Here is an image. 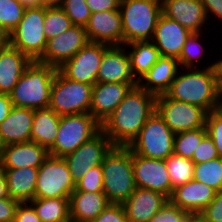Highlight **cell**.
<instances>
[{
	"label": "cell",
	"instance_id": "cell-1",
	"mask_svg": "<svg viewBox=\"0 0 222 222\" xmlns=\"http://www.w3.org/2000/svg\"><path fill=\"white\" fill-rule=\"evenodd\" d=\"M156 97L139 85L132 87L123 101L103 121L101 131L114 146H129L156 110Z\"/></svg>",
	"mask_w": 222,
	"mask_h": 222
},
{
	"label": "cell",
	"instance_id": "cell-2",
	"mask_svg": "<svg viewBox=\"0 0 222 222\" xmlns=\"http://www.w3.org/2000/svg\"><path fill=\"white\" fill-rule=\"evenodd\" d=\"M168 98L215 111L218 102L217 67L179 68L169 89Z\"/></svg>",
	"mask_w": 222,
	"mask_h": 222
},
{
	"label": "cell",
	"instance_id": "cell-3",
	"mask_svg": "<svg viewBox=\"0 0 222 222\" xmlns=\"http://www.w3.org/2000/svg\"><path fill=\"white\" fill-rule=\"evenodd\" d=\"M103 192L110 203L122 204L135 191L132 151L113 146L102 163Z\"/></svg>",
	"mask_w": 222,
	"mask_h": 222
},
{
	"label": "cell",
	"instance_id": "cell-4",
	"mask_svg": "<svg viewBox=\"0 0 222 222\" xmlns=\"http://www.w3.org/2000/svg\"><path fill=\"white\" fill-rule=\"evenodd\" d=\"M57 68L32 61L9 94L13 106L41 109L50 102L51 87Z\"/></svg>",
	"mask_w": 222,
	"mask_h": 222
},
{
	"label": "cell",
	"instance_id": "cell-5",
	"mask_svg": "<svg viewBox=\"0 0 222 222\" xmlns=\"http://www.w3.org/2000/svg\"><path fill=\"white\" fill-rule=\"evenodd\" d=\"M123 45L133 41H151L162 14L161 0H120Z\"/></svg>",
	"mask_w": 222,
	"mask_h": 222
},
{
	"label": "cell",
	"instance_id": "cell-6",
	"mask_svg": "<svg viewBox=\"0 0 222 222\" xmlns=\"http://www.w3.org/2000/svg\"><path fill=\"white\" fill-rule=\"evenodd\" d=\"M100 131L101 124L90 113L62 115L56 140L48 149L49 155L64 157Z\"/></svg>",
	"mask_w": 222,
	"mask_h": 222
},
{
	"label": "cell",
	"instance_id": "cell-7",
	"mask_svg": "<svg viewBox=\"0 0 222 222\" xmlns=\"http://www.w3.org/2000/svg\"><path fill=\"white\" fill-rule=\"evenodd\" d=\"M175 133L155 110L128 146L139 156L165 160L173 154Z\"/></svg>",
	"mask_w": 222,
	"mask_h": 222
},
{
	"label": "cell",
	"instance_id": "cell-8",
	"mask_svg": "<svg viewBox=\"0 0 222 222\" xmlns=\"http://www.w3.org/2000/svg\"><path fill=\"white\" fill-rule=\"evenodd\" d=\"M93 85L76 82L55 73L49 108L58 115L89 113Z\"/></svg>",
	"mask_w": 222,
	"mask_h": 222
},
{
	"label": "cell",
	"instance_id": "cell-9",
	"mask_svg": "<svg viewBox=\"0 0 222 222\" xmlns=\"http://www.w3.org/2000/svg\"><path fill=\"white\" fill-rule=\"evenodd\" d=\"M45 6L25 9L17 27L10 33V45L20 50L31 61H37L46 47L44 35Z\"/></svg>",
	"mask_w": 222,
	"mask_h": 222
},
{
	"label": "cell",
	"instance_id": "cell-10",
	"mask_svg": "<svg viewBox=\"0 0 222 222\" xmlns=\"http://www.w3.org/2000/svg\"><path fill=\"white\" fill-rule=\"evenodd\" d=\"M75 189L64 158L49 155L38 168L34 198H69Z\"/></svg>",
	"mask_w": 222,
	"mask_h": 222
},
{
	"label": "cell",
	"instance_id": "cell-11",
	"mask_svg": "<svg viewBox=\"0 0 222 222\" xmlns=\"http://www.w3.org/2000/svg\"><path fill=\"white\" fill-rule=\"evenodd\" d=\"M156 111L174 133L203 128L206 124L207 112L203 108L165 94L156 97Z\"/></svg>",
	"mask_w": 222,
	"mask_h": 222
},
{
	"label": "cell",
	"instance_id": "cell-12",
	"mask_svg": "<svg viewBox=\"0 0 222 222\" xmlns=\"http://www.w3.org/2000/svg\"><path fill=\"white\" fill-rule=\"evenodd\" d=\"M109 47V45L104 43L89 41L70 60L57 68V70L70 80L94 85L103 54Z\"/></svg>",
	"mask_w": 222,
	"mask_h": 222
},
{
	"label": "cell",
	"instance_id": "cell-13",
	"mask_svg": "<svg viewBox=\"0 0 222 222\" xmlns=\"http://www.w3.org/2000/svg\"><path fill=\"white\" fill-rule=\"evenodd\" d=\"M114 145L110 139L100 131L89 141L83 143L74 152L64 156L72 180L75 184L91 168L102 165L106 154Z\"/></svg>",
	"mask_w": 222,
	"mask_h": 222
},
{
	"label": "cell",
	"instance_id": "cell-14",
	"mask_svg": "<svg viewBox=\"0 0 222 222\" xmlns=\"http://www.w3.org/2000/svg\"><path fill=\"white\" fill-rule=\"evenodd\" d=\"M89 42L85 27L72 25L62 34L48 39L40 63L59 68Z\"/></svg>",
	"mask_w": 222,
	"mask_h": 222
},
{
	"label": "cell",
	"instance_id": "cell-15",
	"mask_svg": "<svg viewBox=\"0 0 222 222\" xmlns=\"http://www.w3.org/2000/svg\"><path fill=\"white\" fill-rule=\"evenodd\" d=\"M135 185L138 188L158 191L168 198L173 188L165 160L151 159L132 152Z\"/></svg>",
	"mask_w": 222,
	"mask_h": 222
},
{
	"label": "cell",
	"instance_id": "cell-16",
	"mask_svg": "<svg viewBox=\"0 0 222 222\" xmlns=\"http://www.w3.org/2000/svg\"><path fill=\"white\" fill-rule=\"evenodd\" d=\"M162 14L177 21L190 32H211L208 19L200 0H161ZM209 27V28H208ZM204 29H208L203 31Z\"/></svg>",
	"mask_w": 222,
	"mask_h": 222
},
{
	"label": "cell",
	"instance_id": "cell-17",
	"mask_svg": "<svg viewBox=\"0 0 222 222\" xmlns=\"http://www.w3.org/2000/svg\"><path fill=\"white\" fill-rule=\"evenodd\" d=\"M85 30L90 42L123 45V24L119 9L92 13Z\"/></svg>",
	"mask_w": 222,
	"mask_h": 222
},
{
	"label": "cell",
	"instance_id": "cell-18",
	"mask_svg": "<svg viewBox=\"0 0 222 222\" xmlns=\"http://www.w3.org/2000/svg\"><path fill=\"white\" fill-rule=\"evenodd\" d=\"M138 83L96 82L92 88L89 113L100 123L123 101L132 87Z\"/></svg>",
	"mask_w": 222,
	"mask_h": 222
},
{
	"label": "cell",
	"instance_id": "cell-19",
	"mask_svg": "<svg viewBox=\"0 0 222 222\" xmlns=\"http://www.w3.org/2000/svg\"><path fill=\"white\" fill-rule=\"evenodd\" d=\"M49 156V150L36 142L14 143L0 147V167L16 169L39 168Z\"/></svg>",
	"mask_w": 222,
	"mask_h": 222
},
{
	"label": "cell",
	"instance_id": "cell-20",
	"mask_svg": "<svg viewBox=\"0 0 222 222\" xmlns=\"http://www.w3.org/2000/svg\"><path fill=\"white\" fill-rule=\"evenodd\" d=\"M190 31L177 21L160 15L151 42L159 50L161 56L179 59Z\"/></svg>",
	"mask_w": 222,
	"mask_h": 222
},
{
	"label": "cell",
	"instance_id": "cell-21",
	"mask_svg": "<svg viewBox=\"0 0 222 222\" xmlns=\"http://www.w3.org/2000/svg\"><path fill=\"white\" fill-rule=\"evenodd\" d=\"M168 201L169 198L158 191L136 187L122 204L129 222H149Z\"/></svg>",
	"mask_w": 222,
	"mask_h": 222
},
{
	"label": "cell",
	"instance_id": "cell-22",
	"mask_svg": "<svg viewBox=\"0 0 222 222\" xmlns=\"http://www.w3.org/2000/svg\"><path fill=\"white\" fill-rule=\"evenodd\" d=\"M96 82L138 83L133 76L126 47L110 46L103 54Z\"/></svg>",
	"mask_w": 222,
	"mask_h": 222
},
{
	"label": "cell",
	"instance_id": "cell-23",
	"mask_svg": "<svg viewBox=\"0 0 222 222\" xmlns=\"http://www.w3.org/2000/svg\"><path fill=\"white\" fill-rule=\"evenodd\" d=\"M216 192L208 185L192 179L174 188L169 202L188 213H197L214 199Z\"/></svg>",
	"mask_w": 222,
	"mask_h": 222
},
{
	"label": "cell",
	"instance_id": "cell-24",
	"mask_svg": "<svg viewBox=\"0 0 222 222\" xmlns=\"http://www.w3.org/2000/svg\"><path fill=\"white\" fill-rule=\"evenodd\" d=\"M33 119L34 109L13 106L7 118L0 123V147L31 142Z\"/></svg>",
	"mask_w": 222,
	"mask_h": 222
},
{
	"label": "cell",
	"instance_id": "cell-25",
	"mask_svg": "<svg viewBox=\"0 0 222 222\" xmlns=\"http://www.w3.org/2000/svg\"><path fill=\"white\" fill-rule=\"evenodd\" d=\"M32 61L17 48L0 46V93L10 94Z\"/></svg>",
	"mask_w": 222,
	"mask_h": 222
},
{
	"label": "cell",
	"instance_id": "cell-26",
	"mask_svg": "<svg viewBox=\"0 0 222 222\" xmlns=\"http://www.w3.org/2000/svg\"><path fill=\"white\" fill-rule=\"evenodd\" d=\"M109 204L104 192H83L75 189L69 197L70 220H94Z\"/></svg>",
	"mask_w": 222,
	"mask_h": 222
},
{
	"label": "cell",
	"instance_id": "cell-27",
	"mask_svg": "<svg viewBox=\"0 0 222 222\" xmlns=\"http://www.w3.org/2000/svg\"><path fill=\"white\" fill-rule=\"evenodd\" d=\"M179 68L177 59L161 56L138 81V85L156 96L164 94L175 79Z\"/></svg>",
	"mask_w": 222,
	"mask_h": 222
},
{
	"label": "cell",
	"instance_id": "cell-28",
	"mask_svg": "<svg viewBox=\"0 0 222 222\" xmlns=\"http://www.w3.org/2000/svg\"><path fill=\"white\" fill-rule=\"evenodd\" d=\"M11 199L19 203H28L34 199L38 168L23 167L3 169Z\"/></svg>",
	"mask_w": 222,
	"mask_h": 222
},
{
	"label": "cell",
	"instance_id": "cell-29",
	"mask_svg": "<svg viewBox=\"0 0 222 222\" xmlns=\"http://www.w3.org/2000/svg\"><path fill=\"white\" fill-rule=\"evenodd\" d=\"M60 115L51 108L34 109L31 141L49 149L55 142Z\"/></svg>",
	"mask_w": 222,
	"mask_h": 222
},
{
	"label": "cell",
	"instance_id": "cell-30",
	"mask_svg": "<svg viewBox=\"0 0 222 222\" xmlns=\"http://www.w3.org/2000/svg\"><path fill=\"white\" fill-rule=\"evenodd\" d=\"M205 33L207 35V32H191L190 35L187 37L186 42L183 46L182 53L178 59L179 66L181 68L217 67L218 65L217 55L214 56L216 58H214L213 60L210 59V61H207L206 63L207 65L205 64V61L201 63L202 60H205L204 57L205 56L207 57L208 54H210L208 53V50L205 47L206 46L205 43L207 39V37L205 36ZM204 38L206 39L204 40ZM200 63L204 64V66L201 65Z\"/></svg>",
	"mask_w": 222,
	"mask_h": 222
},
{
	"label": "cell",
	"instance_id": "cell-31",
	"mask_svg": "<svg viewBox=\"0 0 222 222\" xmlns=\"http://www.w3.org/2000/svg\"><path fill=\"white\" fill-rule=\"evenodd\" d=\"M124 46L129 56L132 74L137 81H139L161 57L159 50L151 41H133Z\"/></svg>",
	"mask_w": 222,
	"mask_h": 222
},
{
	"label": "cell",
	"instance_id": "cell-32",
	"mask_svg": "<svg viewBox=\"0 0 222 222\" xmlns=\"http://www.w3.org/2000/svg\"><path fill=\"white\" fill-rule=\"evenodd\" d=\"M28 203L41 222H71L69 198H34Z\"/></svg>",
	"mask_w": 222,
	"mask_h": 222
},
{
	"label": "cell",
	"instance_id": "cell-33",
	"mask_svg": "<svg viewBox=\"0 0 222 222\" xmlns=\"http://www.w3.org/2000/svg\"><path fill=\"white\" fill-rule=\"evenodd\" d=\"M193 179L216 191L222 190V158L194 164Z\"/></svg>",
	"mask_w": 222,
	"mask_h": 222
},
{
	"label": "cell",
	"instance_id": "cell-34",
	"mask_svg": "<svg viewBox=\"0 0 222 222\" xmlns=\"http://www.w3.org/2000/svg\"><path fill=\"white\" fill-rule=\"evenodd\" d=\"M206 134V127L175 133L173 154L191 160L194 151Z\"/></svg>",
	"mask_w": 222,
	"mask_h": 222
},
{
	"label": "cell",
	"instance_id": "cell-35",
	"mask_svg": "<svg viewBox=\"0 0 222 222\" xmlns=\"http://www.w3.org/2000/svg\"><path fill=\"white\" fill-rule=\"evenodd\" d=\"M172 188L183 185L193 179L194 162L172 154L165 159Z\"/></svg>",
	"mask_w": 222,
	"mask_h": 222
},
{
	"label": "cell",
	"instance_id": "cell-36",
	"mask_svg": "<svg viewBox=\"0 0 222 222\" xmlns=\"http://www.w3.org/2000/svg\"><path fill=\"white\" fill-rule=\"evenodd\" d=\"M71 19L60 6H45L44 35L46 39H52L72 26Z\"/></svg>",
	"mask_w": 222,
	"mask_h": 222
},
{
	"label": "cell",
	"instance_id": "cell-37",
	"mask_svg": "<svg viewBox=\"0 0 222 222\" xmlns=\"http://www.w3.org/2000/svg\"><path fill=\"white\" fill-rule=\"evenodd\" d=\"M24 11L18 0H0V24L9 34L17 27Z\"/></svg>",
	"mask_w": 222,
	"mask_h": 222
},
{
	"label": "cell",
	"instance_id": "cell-38",
	"mask_svg": "<svg viewBox=\"0 0 222 222\" xmlns=\"http://www.w3.org/2000/svg\"><path fill=\"white\" fill-rule=\"evenodd\" d=\"M60 7L71 19L73 25L85 27L91 16L85 0H63Z\"/></svg>",
	"mask_w": 222,
	"mask_h": 222
},
{
	"label": "cell",
	"instance_id": "cell-39",
	"mask_svg": "<svg viewBox=\"0 0 222 222\" xmlns=\"http://www.w3.org/2000/svg\"><path fill=\"white\" fill-rule=\"evenodd\" d=\"M102 166L91 168L76 183V189L83 192H103Z\"/></svg>",
	"mask_w": 222,
	"mask_h": 222
},
{
	"label": "cell",
	"instance_id": "cell-40",
	"mask_svg": "<svg viewBox=\"0 0 222 222\" xmlns=\"http://www.w3.org/2000/svg\"><path fill=\"white\" fill-rule=\"evenodd\" d=\"M205 127L215 144L218 156L222 158V117L215 111L208 112Z\"/></svg>",
	"mask_w": 222,
	"mask_h": 222
},
{
	"label": "cell",
	"instance_id": "cell-41",
	"mask_svg": "<svg viewBox=\"0 0 222 222\" xmlns=\"http://www.w3.org/2000/svg\"><path fill=\"white\" fill-rule=\"evenodd\" d=\"M218 157L219 156L215 144L213 143L212 138L207 133L201 140L196 150L194 151L191 160L194 162V164H196L213 160Z\"/></svg>",
	"mask_w": 222,
	"mask_h": 222
},
{
	"label": "cell",
	"instance_id": "cell-42",
	"mask_svg": "<svg viewBox=\"0 0 222 222\" xmlns=\"http://www.w3.org/2000/svg\"><path fill=\"white\" fill-rule=\"evenodd\" d=\"M188 212L179 209L169 201L149 222H186Z\"/></svg>",
	"mask_w": 222,
	"mask_h": 222
},
{
	"label": "cell",
	"instance_id": "cell-43",
	"mask_svg": "<svg viewBox=\"0 0 222 222\" xmlns=\"http://www.w3.org/2000/svg\"><path fill=\"white\" fill-rule=\"evenodd\" d=\"M89 222H129L123 204L110 203L94 220Z\"/></svg>",
	"mask_w": 222,
	"mask_h": 222
},
{
	"label": "cell",
	"instance_id": "cell-44",
	"mask_svg": "<svg viewBox=\"0 0 222 222\" xmlns=\"http://www.w3.org/2000/svg\"><path fill=\"white\" fill-rule=\"evenodd\" d=\"M209 222H222V190L217 191L214 199L201 211Z\"/></svg>",
	"mask_w": 222,
	"mask_h": 222
},
{
	"label": "cell",
	"instance_id": "cell-45",
	"mask_svg": "<svg viewBox=\"0 0 222 222\" xmlns=\"http://www.w3.org/2000/svg\"><path fill=\"white\" fill-rule=\"evenodd\" d=\"M203 4L208 22L213 24V21L220 22V26H222V0H200ZM213 16V17H212ZM214 19V20H211Z\"/></svg>",
	"mask_w": 222,
	"mask_h": 222
},
{
	"label": "cell",
	"instance_id": "cell-46",
	"mask_svg": "<svg viewBox=\"0 0 222 222\" xmlns=\"http://www.w3.org/2000/svg\"><path fill=\"white\" fill-rule=\"evenodd\" d=\"M13 222H41V220L29 203H19Z\"/></svg>",
	"mask_w": 222,
	"mask_h": 222
},
{
	"label": "cell",
	"instance_id": "cell-47",
	"mask_svg": "<svg viewBox=\"0 0 222 222\" xmlns=\"http://www.w3.org/2000/svg\"><path fill=\"white\" fill-rule=\"evenodd\" d=\"M18 205L19 202L10 197L0 198V222H13Z\"/></svg>",
	"mask_w": 222,
	"mask_h": 222
},
{
	"label": "cell",
	"instance_id": "cell-48",
	"mask_svg": "<svg viewBox=\"0 0 222 222\" xmlns=\"http://www.w3.org/2000/svg\"><path fill=\"white\" fill-rule=\"evenodd\" d=\"M89 10L92 13L98 11L118 10L120 0H85Z\"/></svg>",
	"mask_w": 222,
	"mask_h": 222
},
{
	"label": "cell",
	"instance_id": "cell-49",
	"mask_svg": "<svg viewBox=\"0 0 222 222\" xmlns=\"http://www.w3.org/2000/svg\"><path fill=\"white\" fill-rule=\"evenodd\" d=\"M13 108L9 94L0 93V123L4 121Z\"/></svg>",
	"mask_w": 222,
	"mask_h": 222
},
{
	"label": "cell",
	"instance_id": "cell-50",
	"mask_svg": "<svg viewBox=\"0 0 222 222\" xmlns=\"http://www.w3.org/2000/svg\"><path fill=\"white\" fill-rule=\"evenodd\" d=\"M10 197L8 193L7 180L3 169L0 167V198Z\"/></svg>",
	"mask_w": 222,
	"mask_h": 222
},
{
	"label": "cell",
	"instance_id": "cell-51",
	"mask_svg": "<svg viewBox=\"0 0 222 222\" xmlns=\"http://www.w3.org/2000/svg\"><path fill=\"white\" fill-rule=\"evenodd\" d=\"M25 9L40 8L44 6L41 0H18Z\"/></svg>",
	"mask_w": 222,
	"mask_h": 222
},
{
	"label": "cell",
	"instance_id": "cell-52",
	"mask_svg": "<svg viewBox=\"0 0 222 222\" xmlns=\"http://www.w3.org/2000/svg\"><path fill=\"white\" fill-rule=\"evenodd\" d=\"M186 222H209L201 212L188 213L186 217Z\"/></svg>",
	"mask_w": 222,
	"mask_h": 222
},
{
	"label": "cell",
	"instance_id": "cell-53",
	"mask_svg": "<svg viewBox=\"0 0 222 222\" xmlns=\"http://www.w3.org/2000/svg\"><path fill=\"white\" fill-rule=\"evenodd\" d=\"M10 43V34L7 30L0 24V46H6Z\"/></svg>",
	"mask_w": 222,
	"mask_h": 222
},
{
	"label": "cell",
	"instance_id": "cell-54",
	"mask_svg": "<svg viewBox=\"0 0 222 222\" xmlns=\"http://www.w3.org/2000/svg\"><path fill=\"white\" fill-rule=\"evenodd\" d=\"M218 101H222V74H217Z\"/></svg>",
	"mask_w": 222,
	"mask_h": 222
},
{
	"label": "cell",
	"instance_id": "cell-55",
	"mask_svg": "<svg viewBox=\"0 0 222 222\" xmlns=\"http://www.w3.org/2000/svg\"><path fill=\"white\" fill-rule=\"evenodd\" d=\"M42 4L47 7L60 6L63 0H41Z\"/></svg>",
	"mask_w": 222,
	"mask_h": 222
},
{
	"label": "cell",
	"instance_id": "cell-56",
	"mask_svg": "<svg viewBox=\"0 0 222 222\" xmlns=\"http://www.w3.org/2000/svg\"><path fill=\"white\" fill-rule=\"evenodd\" d=\"M219 51H220L219 54H221V55L218 54L217 74H222V51L220 50V48H219L218 52Z\"/></svg>",
	"mask_w": 222,
	"mask_h": 222
},
{
	"label": "cell",
	"instance_id": "cell-57",
	"mask_svg": "<svg viewBox=\"0 0 222 222\" xmlns=\"http://www.w3.org/2000/svg\"><path fill=\"white\" fill-rule=\"evenodd\" d=\"M215 112L222 117V101H218Z\"/></svg>",
	"mask_w": 222,
	"mask_h": 222
}]
</instances>
